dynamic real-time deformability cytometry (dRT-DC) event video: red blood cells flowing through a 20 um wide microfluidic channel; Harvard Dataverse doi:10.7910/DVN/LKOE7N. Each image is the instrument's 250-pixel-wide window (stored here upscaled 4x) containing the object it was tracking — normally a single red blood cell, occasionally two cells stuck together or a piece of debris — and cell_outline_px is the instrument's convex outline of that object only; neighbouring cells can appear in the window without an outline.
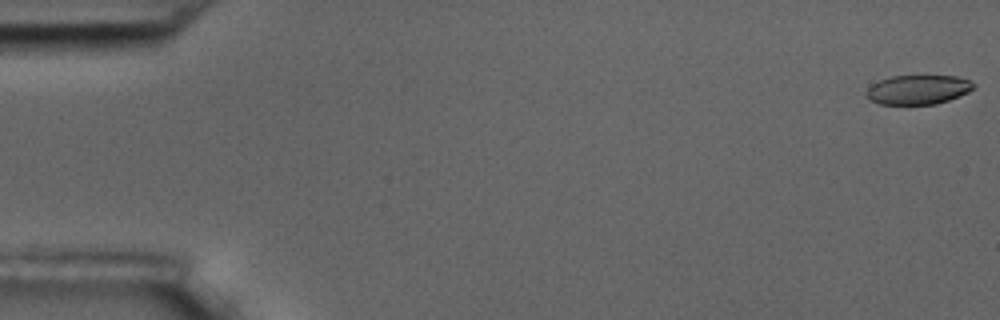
{"species": "common noctule bat (a hibernating species)", "species_latin": "Nyctalus noctula", "temperature_condition": "room temperature", "stored_images_in_passage": 6, "camera_frame_rate_fps": 3000, "um_per_image_px": 0.085, "animal": {"sex": "male", "body_mass_g": 17.5, "forearm_length_mm": 52.3}, "frame": {"image": 1, "passage_image": 1, "time_ms": 0.0, "image_size_px": [1000, 320], "cell_outline_px": [[976, 88], [960, 96], [936, 104], [880, 104], [868, 100], [864, 92], [872, 84], [880, 80], [892, 76], [956, 76], [972, 80], [976, 84]], "centroid_in_image_um": [78.06, 7.62], "position_along_channel_um": 6.9, "area_um2": 18.55}}
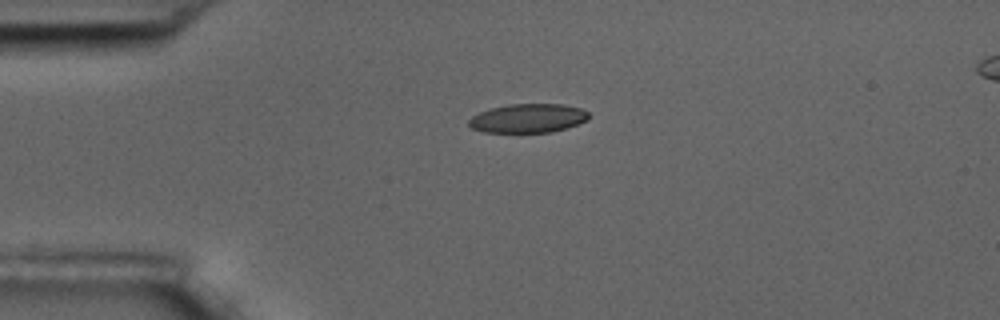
{"frame": {"image": 2, "passage_image": 4, "time_ms": 4.333, "image_size_px": [1000, 320], "cell_outline_px": [[588, 120], [552, 132], [484, 132], [472, 128], [468, 124], [468, 120], [472, 116], [488, 108], [508, 104], [564, 104], [580, 108], [588, 112]], "centroid_in_image_um": [44.85, 10.04], "position_along_channel_um": 40.2, "area_um2": 20.17}}